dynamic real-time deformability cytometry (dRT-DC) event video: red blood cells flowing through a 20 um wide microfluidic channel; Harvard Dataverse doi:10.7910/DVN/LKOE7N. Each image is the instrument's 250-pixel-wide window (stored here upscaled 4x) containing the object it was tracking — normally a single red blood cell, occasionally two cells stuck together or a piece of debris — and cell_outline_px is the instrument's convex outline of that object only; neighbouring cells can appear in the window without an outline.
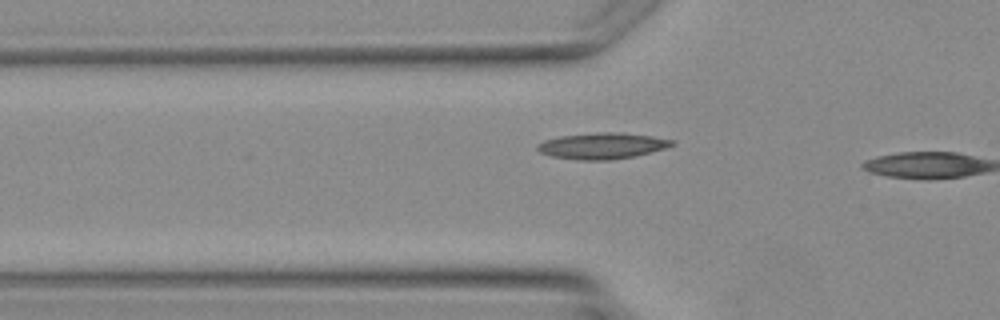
{"species": "Egyptian fruit bat (a non-hibernating species)", "species_latin": "Rousettus aegyptiacus", "temperature_condition": "warm", "stored_images_in_passage": 4, "camera_frame_rate_fps": 3000, "um_per_image_px": 0.085, "animal": {"sex": "female"}, "frame": {"image": 1, "passage_image": 4, "time_ms": 4.667, "image_size_px": [1000, 320], "cell_outline_px": [[676, 144], [664, 148], [632, 156], [608, 160], [576, 160], [552, 156], [540, 152], [536, 148], [536, 144], [544, 140], [560, 136], [596, 132], [624, 132], [652, 136], [676, 140]], "centroid_in_image_um": [51.17, 12.38], "position_along_channel_um": 74.6, "area_um2": 20.52}}